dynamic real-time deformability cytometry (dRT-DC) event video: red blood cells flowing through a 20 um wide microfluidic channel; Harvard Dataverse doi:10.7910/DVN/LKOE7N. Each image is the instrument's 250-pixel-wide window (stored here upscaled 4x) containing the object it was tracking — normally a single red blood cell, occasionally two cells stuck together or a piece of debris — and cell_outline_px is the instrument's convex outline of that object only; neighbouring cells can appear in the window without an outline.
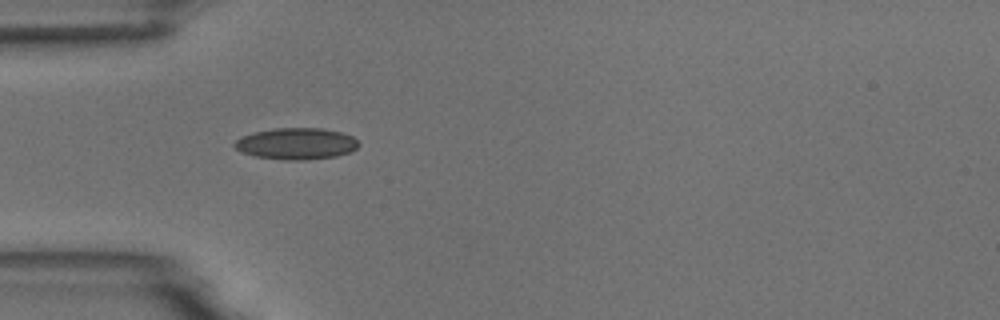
{"species": "common noctule bat (a hibernating species)", "species_latin": "Nyctalus noctula", "temperature_condition": "room temperature", "stored_images_in_passage": 4, "camera_frame_rate_fps": 3000, "um_per_image_px": 0.085, "animal": {"sex": "male", "body_mass_g": 18.8}, "frame": {"image": 1, "passage_image": 1, "time_ms": 0.0, "image_size_px": [1000, 320], "cell_outline_px": [[360, 144], [352, 152], [336, 156], [308, 160], [284, 160], [256, 156], [240, 152], [232, 144], [236, 140], [252, 132], [276, 128], [320, 128], [340, 132], [352, 136]], "centroid_in_image_um": [25.19, 12.22], "position_along_channel_um": 59.8, "area_um2": 22.83}}